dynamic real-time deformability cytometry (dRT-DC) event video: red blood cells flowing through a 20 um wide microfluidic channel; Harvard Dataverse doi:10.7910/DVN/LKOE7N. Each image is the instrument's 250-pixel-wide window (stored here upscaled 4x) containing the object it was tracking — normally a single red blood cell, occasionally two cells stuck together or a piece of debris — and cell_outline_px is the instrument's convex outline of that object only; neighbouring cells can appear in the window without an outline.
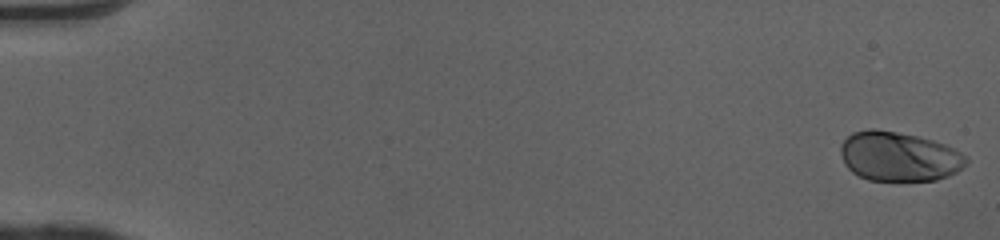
{"species": "human", "species_latin": "Homo sapiens", "temperature_condition": "cold", "stored_images_in_passage": 51, "camera_frame_rate_fps": 3000, "um_per_image_px": 0.085, "donor": {"sex": "female"}, "frame": {"image": 1, "passage_image": 1, "time_ms": 0.0, "image_size_px": [1000, 240], "cell_outline_px": [[968, 164], [956, 172], [948, 176], [936, 180], [868, 180], [852, 172], [844, 164], [840, 152], [840, 144], [852, 132], [868, 128], [872, 128], [896, 132], [916, 136], [932, 140], [944, 144], [960, 152], [968, 160]], "centroid_in_image_um": [76.38, 13.3], "position_along_channel_um": 8.6, "area_um2": 36.13}}
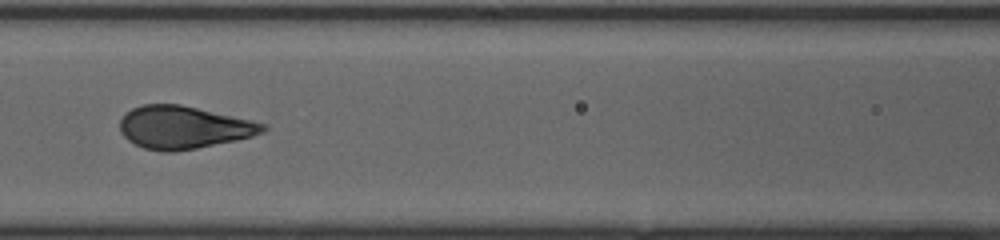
{"frame": {"image": 2, "passage_image": 24, "time_ms": 7.667, "image_size_px": [1000, 240], "cell_outline_px": [[268, 128], [264, 132], [252, 136], [236, 140], [196, 148], [172, 152], [160, 152], [144, 148], [128, 140], [120, 132], [120, 120], [124, 112], [140, 104], [180, 104], [252, 120], [268, 124]], "centroid_in_image_um": [15.59, 10.82], "position_along_channel_um": 151.0, "area_um2": 35.72}}
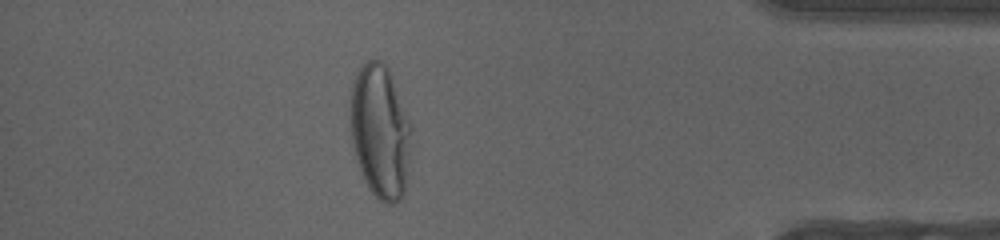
{"frame": {"image": 3, "passage_image": 45, "time_ms": 14.667, "image_size_px": [1000, 240], "cell_outline_px": [[412, 132], [408, 176], [404, 196], [396, 204], [384, 204], [368, 188], [364, 180], [352, 144], [348, 100], [348, 96], [356, 76], [360, 68], [368, 60], [380, 60], [388, 68], [392, 76], [412, 124]], "centroid_in_image_um": [32.33, 11.2], "position_along_channel_um": 402.9, "area_um2": 48.44}, "authors_computed_cell_mechanics": {"area_um2": 36.125, "velocity_mm_per_s": 4.0863, "shape_relaxation_time_tau1_ms": 3.8169, "shape_relaxation_time_tau2_ms": null, "deformation_change_tau1": 0.1829, "deformation_change_tau2": null}}